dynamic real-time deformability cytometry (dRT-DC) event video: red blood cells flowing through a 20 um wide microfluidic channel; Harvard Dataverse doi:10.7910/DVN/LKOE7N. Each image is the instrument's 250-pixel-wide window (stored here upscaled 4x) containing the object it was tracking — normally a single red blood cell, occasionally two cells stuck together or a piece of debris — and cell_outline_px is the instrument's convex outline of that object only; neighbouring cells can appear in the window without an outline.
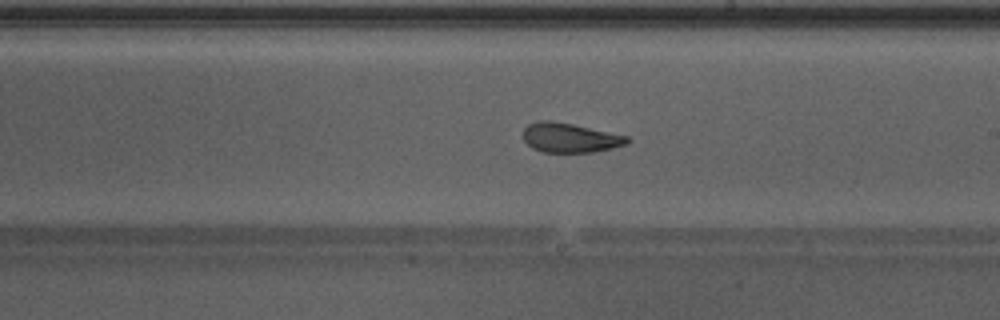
{"species": "Egyptian fruit bat (a non-hibernating species)", "species_latin": "Rousettus aegyptiacus", "temperature_condition": "warm", "stored_images_in_passage": 49, "camera_frame_rate_fps": 3000, "um_per_image_px": 0.085, "animal": {"sex": "male"}, "frame": {"image": 1, "passage_image": 28, "time_ms": 9.0, "image_size_px": [1000, 320], "cell_outline_px": [[628, 144], [612, 148], [592, 152], [544, 152], [532, 148], [524, 140], [524, 128], [528, 124], [540, 120], [552, 120], [572, 124], [628, 136]], "centroid_in_image_um": [48.43, 11.7], "position_along_channel_um": 240.6, "area_um2": 17.74}, "authors_computed_cell_mechanics": {"area_um2": 20.0566, "velocity_mm_per_s": 4.2908, "shape_relaxation_time_tau1_ms": null, "shape_relaxation_time_tau2_ms": 2.0897, "deformation_change_tau1": null, "deformation_change_tau2": 0.0872}}